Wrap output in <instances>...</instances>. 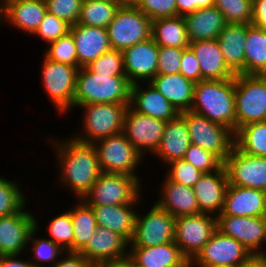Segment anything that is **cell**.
<instances>
[{
    "label": "cell",
    "instance_id": "obj_1",
    "mask_svg": "<svg viewBox=\"0 0 266 267\" xmlns=\"http://www.w3.org/2000/svg\"><path fill=\"white\" fill-rule=\"evenodd\" d=\"M69 136L57 138L53 135L48 137V142L53 146L56 157L54 161L58 173L55 174L58 180L55 184L60 185L58 188L63 186L66 191L68 189L70 195L74 193L76 200L83 198L102 172L93 144L80 142Z\"/></svg>",
    "mask_w": 266,
    "mask_h": 267
},
{
    "label": "cell",
    "instance_id": "obj_2",
    "mask_svg": "<svg viewBox=\"0 0 266 267\" xmlns=\"http://www.w3.org/2000/svg\"><path fill=\"white\" fill-rule=\"evenodd\" d=\"M191 112L236 132L235 77L195 83Z\"/></svg>",
    "mask_w": 266,
    "mask_h": 267
},
{
    "label": "cell",
    "instance_id": "obj_3",
    "mask_svg": "<svg viewBox=\"0 0 266 267\" xmlns=\"http://www.w3.org/2000/svg\"><path fill=\"white\" fill-rule=\"evenodd\" d=\"M131 87L126 76L108 77L81 67L76 75L74 109L95 103L130 104Z\"/></svg>",
    "mask_w": 266,
    "mask_h": 267
},
{
    "label": "cell",
    "instance_id": "obj_4",
    "mask_svg": "<svg viewBox=\"0 0 266 267\" xmlns=\"http://www.w3.org/2000/svg\"><path fill=\"white\" fill-rule=\"evenodd\" d=\"M129 104L95 103L80 105L83 109L79 130L71 134L73 138L84 143H95L110 135L123 132L124 116ZM79 131V132H78Z\"/></svg>",
    "mask_w": 266,
    "mask_h": 267
},
{
    "label": "cell",
    "instance_id": "obj_5",
    "mask_svg": "<svg viewBox=\"0 0 266 267\" xmlns=\"http://www.w3.org/2000/svg\"><path fill=\"white\" fill-rule=\"evenodd\" d=\"M137 177L123 173H101L92 188L83 196L87 205L144 204L146 192Z\"/></svg>",
    "mask_w": 266,
    "mask_h": 267
},
{
    "label": "cell",
    "instance_id": "obj_6",
    "mask_svg": "<svg viewBox=\"0 0 266 267\" xmlns=\"http://www.w3.org/2000/svg\"><path fill=\"white\" fill-rule=\"evenodd\" d=\"M93 146L97 152L101 172L128 174L143 182L144 178L138 170L145 164V158L123 132L100 139L93 143Z\"/></svg>",
    "mask_w": 266,
    "mask_h": 267
},
{
    "label": "cell",
    "instance_id": "obj_7",
    "mask_svg": "<svg viewBox=\"0 0 266 267\" xmlns=\"http://www.w3.org/2000/svg\"><path fill=\"white\" fill-rule=\"evenodd\" d=\"M42 59L41 83L44 93L53 103L61 118L74 110V93L78 68L49 60L44 54Z\"/></svg>",
    "mask_w": 266,
    "mask_h": 267
},
{
    "label": "cell",
    "instance_id": "obj_8",
    "mask_svg": "<svg viewBox=\"0 0 266 267\" xmlns=\"http://www.w3.org/2000/svg\"><path fill=\"white\" fill-rule=\"evenodd\" d=\"M236 131L249 123L266 121V75H235Z\"/></svg>",
    "mask_w": 266,
    "mask_h": 267
},
{
    "label": "cell",
    "instance_id": "obj_9",
    "mask_svg": "<svg viewBox=\"0 0 266 267\" xmlns=\"http://www.w3.org/2000/svg\"><path fill=\"white\" fill-rule=\"evenodd\" d=\"M180 115L187 123L190 143L212 152L224 162L235 145L234 132L191 111Z\"/></svg>",
    "mask_w": 266,
    "mask_h": 267
},
{
    "label": "cell",
    "instance_id": "obj_10",
    "mask_svg": "<svg viewBox=\"0 0 266 267\" xmlns=\"http://www.w3.org/2000/svg\"><path fill=\"white\" fill-rule=\"evenodd\" d=\"M106 29L111 49L123 51L151 38L152 21L137 7L121 6Z\"/></svg>",
    "mask_w": 266,
    "mask_h": 267
},
{
    "label": "cell",
    "instance_id": "obj_11",
    "mask_svg": "<svg viewBox=\"0 0 266 267\" xmlns=\"http://www.w3.org/2000/svg\"><path fill=\"white\" fill-rule=\"evenodd\" d=\"M138 208L135 232L129 247H152L174 241L175 217L160 208L155 202L150 209Z\"/></svg>",
    "mask_w": 266,
    "mask_h": 267
},
{
    "label": "cell",
    "instance_id": "obj_12",
    "mask_svg": "<svg viewBox=\"0 0 266 267\" xmlns=\"http://www.w3.org/2000/svg\"><path fill=\"white\" fill-rule=\"evenodd\" d=\"M217 230L216 216L207 213L175 218L174 241L191 262Z\"/></svg>",
    "mask_w": 266,
    "mask_h": 267
},
{
    "label": "cell",
    "instance_id": "obj_13",
    "mask_svg": "<svg viewBox=\"0 0 266 267\" xmlns=\"http://www.w3.org/2000/svg\"><path fill=\"white\" fill-rule=\"evenodd\" d=\"M216 220L218 231L240 242L251 254H266L264 216L240 217L220 213Z\"/></svg>",
    "mask_w": 266,
    "mask_h": 267
},
{
    "label": "cell",
    "instance_id": "obj_14",
    "mask_svg": "<svg viewBox=\"0 0 266 267\" xmlns=\"http://www.w3.org/2000/svg\"><path fill=\"white\" fill-rule=\"evenodd\" d=\"M250 255V251L240 242L216 230L190 265L192 267H239Z\"/></svg>",
    "mask_w": 266,
    "mask_h": 267
},
{
    "label": "cell",
    "instance_id": "obj_15",
    "mask_svg": "<svg viewBox=\"0 0 266 267\" xmlns=\"http://www.w3.org/2000/svg\"><path fill=\"white\" fill-rule=\"evenodd\" d=\"M165 125L166 121L140 114L128 106L124 116L123 133L146 158L157 150Z\"/></svg>",
    "mask_w": 266,
    "mask_h": 267
},
{
    "label": "cell",
    "instance_id": "obj_16",
    "mask_svg": "<svg viewBox=\"0 0 266 267\" xmlns=\"http://www.w3.org/2000/svg\"><path fill=\"white\" fill-rule=\"evenodd\" d=\"M224 167L228 184L266 191V157L248 156L234 145Z\"/></svg>",
    "mask_w": 266,
    "mask_h": 267
},
{
    "label": "cell",
    "instance_id": "obj_17",
    "mask_svg": "<svg viewBox=\"0 0 266 267\" xmlns=\"http://www.w3.org/2000/svg\"><path fill=\"white\" fill-rule=\"evenodd\" d=\"M28 203L15 214L0 217V256L27 255L29 235L35 228V213L27 209Z\"/></svg>",
    "mask_w": 266,
    "mask_h": 267
},
{
    "label": "cell",
    "instance_id": "obj_18",
    "mask_svg": "<svg viewBox=\"0 0 266 267\" xmlns=\"http://www.w3.org/2000/svg\"><path fill=\"white\" fill-rule=\"evenodd\" d=\"M122 52L125 75L132 85L150 82L157 75L159 46L152 38L138 42Z\"/></svg>",
    "mask_w": 266,
    "mask_h": 267
},
{
    "label": "cell",
    "instance_id": "obj_19",
    "mask_svg": "<svg viewBox=\"0 0 266 267\" xmlns=\"http://www.w3.org/2000/svg\"><path fill=\"white\" fill-rule=\"evenodd\" d=\"M94 265L129 256V242L120 234L98 226L86 246L79 252Z\"/></svg>",
    "mask_w": 266,
    "mask_h": 267
},
{
    "label": "cell",
    "instance_id": "obj_20",
    "mask_svg": "<svg viewBox=\"0 0 266 267\" xmlns=\"http://www.w3.org/2000/svg\"><path fill=\"white\" fill-rule=\"evenodd\" d=\"M46 12L45 0H14L0 10V24H10L32 37Z\"/></svg>",
    "mask_w": 266,
    "mask_h": 267
},
{
    "label": "cell",
    "instance_id": "obj_21",
    "mask_svg": "<svg viewBox=\"0 0 266 267\" xmlns=\"http://www.w3.org/2000/svg\"><path fill=\"white\" fill-rule=\"evenodd\" d=\"M129 106L140 114L166 122L180 114L150 82L132 85Z\"/></svg>",
    "mask_w": 266,
    "mask_h": 267
},
{
    "label": "cell",
    "instance_id": "obj_22",
    "mask_svg": "<svg viewBox=\"0 0 266 267\" xmlns=\"http://www.w3.org/2000/svg\"><path fill=\"white\" fill-rule=\"evenodd\" d=\"M227 185L228 178L224 165L217 171L203 173L193 186L199 211L219 215L224 206Z\"/></svg>",
    "mask_w": 266,
    "mask_h": 267
},
{
    "label": "cell",
    "instance_id": "obj_23",
    "mask_svg": "<svg viewBox=\"0 0 266 267\" xmlns=\"http://www.w3.org/2000/svg\"><path fill=\"white\" fill-rule=\"evenodd\" d=\"M223 215L260 217L266 215V191L227 185Z\"/></svg>",
    "mask_w": 266,
    "mask_h": 267
},
{
    "label": "cell",
    "instance_id": "obj_24",
    "mask_svg": "<svg viewBox=\"0 0 266 267\" xmlns=\"http://www.w3.org/2000/svg\"><path fill=\"white\" fill-rule=\"evenodd\" d=\"M77 49V68L87 67L92 61L111 49L106 28L82 24L70 26Z\"/></svg>",
    "mask_w": 266,
    "mask_h": 267
},
{
    "label": "cell",
    "instance_id": "obj_25",
    "mask_svg": "<svg viewBox=\"0 0 266 267\" xmlns=\"http://www.w3.org/2000/svg\"><path fill=\"white\" fill-rule=\"evenodd\" d=\"M160 183L159 197L154 201L160 208L175 218L201 213L193 188L172 182L165 175Z\"/></svg>",
    "mask_w": 266,
    "mask_h": 267
},
{
    "label": "cell",
    "instance_id": "obj_26",
    "mask_svg": "<svg viewBox=\"0 0 266 267\" xmlns=\"http://www.w3.org/2000/svg\"><path fill=\"white\" fill-rule=\"evenodd\" d=\"M139 267H189L175 241L152 247H129L128 256Z\"/></svg>",
    "mask_w": 266,
    "mask_h": 267
},
{
    "label": "cell",
    "instance_id": "obj_27",
    "mask_svg": "<svg viewBox=\"0 0 266 267\" xmlns=\"http://www.w3.org/2000/svg\"><path fill=\"white\" fill-rule=\"evenodd\" d=\"M190 144L187 123L179 114L166 122L160 144L151 157L155 156L157 161L167 165L171 161L183 159Z\"/></svg>",
    "mask_w": 266,
    "mask_h": 267
},
{
    "label": "cell",
    "instance_id": "obj_28",
    "mask_svg": "<svg viewBox=\"0 0 266 267\" xmlns=\"http://www.w3.org/2000/svg\"><path fill=\"white\" fill-rule=\"evenodd\" d=\"M138 205L139 204L88 206L92 207L98 226L111 229L122 235L130 243L135 232Z\"/></svg>",
    "mask_w": 266,
    "mask_h": 267
},
{
    "label": "cell",
    "instance_id": "obj_29",
    "mask_svg": "<svg viewBox=\"0 0 266 267\" xmlns=\"http://www.w3.org/2000/svg\"><path fill=\"white\" fill-rule=\"evenodd\" d=\"M201 69V80H226L235 77L227 66L217 39L190 43Z\"/></svg>",
    "mask_w": 266,
    "mask_h": 267
},
{
    "label": "cell",
    "instance_id": "obj_30",
    "mask_svg": "<svg viewBox=\"0 0 266 267\" xmlns=\"http://www.w3.org/2000/svg\"><path fill=\"white\" fill-rule=\"evenodd\" d=\"M183 19L189 43L217 39L227 25L224 15L215 6L197 9Z\"/></svg>",
    "mask_w": 266,
    "mask_h": 267
},
{
    "label": "cell",
    "instance_id": "obj_31",
    "mask_svg": "<svg viewBox=\"0 0 266 267\" xmlns=\"http://www.w3.org/2000/svg\"><path fill=\"white\" fill-rule=\"evenodd\" d=\"M248 24H227L217 41L227 66L235 74H245V41Z\"/></svg>",
    "mask_w": 266,
    "mask_h": 267
},
{
    "label": "cell",
    "instance_id": "obj_32",
    "mask_svg": "<svg viewBox=\"0 0 266 267\" xmlns=\"http://www.w3.org/2000/svg\"><path fill=\"white\" fill-rule=\"evenodd\" d=\"M150 83L179 112L190 111L195 83L180 73L156 75Z\"/></svg>",
    "mask_w": 266,
    "mask_h": 267
},
{
    "label": "cell",
    "instance_id": "obj_33",
    "mask_svg": "<svg viewBox=\"0 0 266 267\" xmlns=\"http://www.w3.org/2000/svg\"><path fill=\"white\" fill-rule=\"evenodd\" d=\"M36 214L35 212V228L29 235L26 252L31 253L28 258L34 267H52L66 253V250L45 235L43 238L38 237L37 234L42 228L39 226L42 220L38 219L41 216Z\"/></svg>",
    "mask_w": 266,
    "mask_h": 267
},
{
    "label": "cell",
    "instance_id": "obj_34",
    "mask_svg": "<svg viewBox=\"0 0 266 267\" xmlns=\"http://www.w3.org/2000/svg\"><path fill=\"white\" fill-rule=\"evenodd\" d=\"M151 38L163 47L186 49L190 45L183 16L179 15L153 20Z\"/></svg>",
    "mask_w": 266,
    "mask_h": 267
},
{
    "label": "cell",
    "instance_id": "obj_35",
    "mask_svg": "<svg viewBox=\"0 0 266 267\" xmlns=\"http://www.w3.org/2000/svg\"><path fill=\"white\" fill-rule=\"evenodd\" d=\"M76 202L74 201V204L67 209L71 213L74 231L73 252L79 253L86 246L98 225L92 207L82 199H76Z\"/></svg>",
    "mask_w": 266,
    "mask_h": 267
},
{
    "label": "cell",
    "instance_id": "obj_36",
    "mask_svg": "<svg viewBox=\"0 0 266 267\" xmlns=\"http://www.w3.org/2000/svg\"><path fill=\"white\" fill-rule=\"evenodd\" d=\"M245 74L266 75V31L252 24L245 41Z\"/></svg>",
    "mask_w": 266,
    "mask_h": 267
},
{
    "label": "cell",
    "instance_id": "obj_37",
    "mask_svg": "<svg viewBox=\"0 0 266 267\" xmlns=\"http://www.w3.org/2000/svg\"><path fill=\"white\" fill-rule=\"evenodd\" d=\"M235 146L248 156L266 157V121L252 122L234 133Z\"/></svg>",
    "mask_w": 266,
    "mask_h": 267
},
{
    "label": "cell",
    "instance_id": "obj_38",
    "mask_svg": "<svg viewBox=\"0 0 266 267\" xmlns=\"http://www.w3.org/2000/svg\"><path fill=\"white\" fill-rule=\"evenodd\" d=\"M120 8L115 3L101 0H83L78 24L107 28L117 10Z\"/></svg>",
    "mask_w": 266,
    "mask_h": 267
},
{
    "label": "cell",
    "instance_id": "obj_39",
    "mask_svg": "<svg viewBox=\"0 0 266 267\" xmlns=\"http://www.w3.org/2000/svg\"><path fill=\"white\" fill-rule=\"evenodd\" d=\"M22 186L16 179L0 176V217L15 214L29 201Z\"/></svg>",
    "mask_w": 266,
    "mask_h": 267
},
{
    "label": "cell",
    "instance_id": "obj_40",
    "mask_svg": "<svg viewBox=\"0 0 266 267\" xmlns=\"http://www.w3.org/2000/svg\"><path fill=\"white\" fill-rule=\"evenodd\" d=\"M66 211L53 215L52 219L48 220V225L44 226L46 228L45 233L48 234V238L53 242L60 245L64 250L68 252H73V238L74 231L72 225L71 213L68 209Z\"/></svg>",
    "mask_w": 266,
    "mask_h": 267
},
{
    "label": "cell",
    "instance_id": "obj_41",
    "mask_svg": "<svg viewBox=\"0 0 266 267\" xmlns=\"http://www.w3.org/2000/svg\"><path fill=\"white\" fill-rule=\"evenodd\" d=\"M227 24H251L252 0H215Z\"/></svg>",
    "mask_w": 266,
    "mask_h": 267
},
{
    "label": "cell",
    "instance_id": "obj_42",
    "mask_svg": "<svg viewBox=\"0 0 266 267\" xmlns=\"http://www.w3.org/2000/svg\"><path fill=\"white\" fill-rule=\"evenodd\" d=\"M44 50L49 60L77 67V49L70 32L50 43Z\"/></svg>",
    "mask_w": 266,
    "mask_h": 267
},
{
    "label": "cell",
    "instance_id": "obj_43",
    "mask_svg": "<svg viewBox=\"0 0 266 267\" xmlns=\"http://www.w3.org/2000/svg\"><path fill=\"white\" fill-rule=\"evenodd\" d=\"M87 68L98 75L126 76L124 71L123 52L110 49L92 61Z\"/></svg>",
    "mask_w": 266,
    "mask_h": 267
},
{
    "label": "cell",
    "instance_id": "obj_44",
    "mask_svg": "<svg viewBox=\"0 0 266 267\" xmlns=\"http://www.w3.org/2000/svg\"><path fill=\"white\" fill-rule=\"evenodd\" d=\"M166 177L178 184L193 188L200 179L203 172L195 168L191 163L184 159L171 161L166 165Z\"/></svg>",
    "mask_w": 266,
    "mask_h": 267
},
{
    "label": "cell",
    "instance_id": "obj_45",
    "mask_svg": "<svg viewBox=\"0 0 266 267\" xmlns=\"http://www.w3.org/2000/svg\"><path fill=\"white\" fill-rule=\"evenodd\" d=\"M69 29L70 25L67 22L47 11L38 29L32 36L42 39L48 46L50 43L66 35Z\"/></svg>",
    "mask_w": 266,
    "mask_h": 267
},
{
    "label": "cell",
    "instance_id": "obj_46",
    "mask_svg": "<svg viewBox=\"0 0 266 267\" xmlns=\"http://www.w3.org/2000/svg\"><path fill=\"white\" fill-rule=\"evenodd\" d=\"M183 159L203 173L217 171L224 165V162L218 156L193 144H190Z\"/></svg>",
    "mask_w": 266,
    "mask_h": 267
},
{
    "label": "cell",
    "instance_id": "obj_47",
    "mask_svg": "<svg viewBox=\"0 0 266 267\" xmlns=\"http://www.w3.org/2000/svg\"><path fill=\"white\" fill-rule=\"evenodd\" d=\"M83 0H45L49 13L64 20L70 26L77 24Z\"/></svg>",
    "mask_w": 266,
    "mask_h": 267
},
{
    "label": "cell",
    "instance_id": "obj_48",
    "mask_svg": "<svg viewBox=\"0 0 266 267\" xmlns=\"http://www.w3.org/2000/svg\"><path fill=\"white\" fill-rule=\"evenodd\" d=\"M183 50L182 48L159 46L157 75L179 73Z\"/></svg>",
    "mask_w": 266,
    "mask_h": 267
},
{
    "label": "cell",
    "instance_id": "obj_49",
    "mask_svg": "<svg viewBox=\"0 0 266 267\" xmlns=\"http://www.w3.org/2000/svg\"><path fill=\"white\" fill-rule=\"evenodd\" d=\"M137 8L143 11L151 21L177 16L176 0H141Z\"/></svg>",
    "mask_w": 266,
    "mask_h": 267
},
{
    "label": "cell",
    "instance_id": "obj_50",
    "mask_svg": "<svg viewBox=\"0 0 266 267\" xmlns=\"http://www.w3.org/2000/svg\"><path fill=\"white\" fill-rule=\"evenodd\" d=\"M179 73L194 83L201 81L200 65L190 47L183 50Z\"/></svg>",
    "mask_w": 266,
    "mask_h": 267
},
{
    "label": "cell",
    "instance_id": "obj_51",
    "mask_svg": "<svg viewBox=\"0 0 266 267\" xmlns=\"http://www.w3.org/2000/svg\"><path fill=\"white\" fill-rule=\"evenodd\" d=\"M52 267H92V264L82 254L66 251Z\"/></svg>",
    "mask_w": 266,
    "mask_h": 267
},
{
    "label": "cell",
    "instance_id": "obj_52",
    "mask_svg": "<svg viewBox=\"0 0 266 267\" xmlns=\"http://www.w3.org/2000/svg\"><path fill=\"white\" fill-rule=\"evenodd\" d=\"M251 24L266 31V0L252 1Z\"/></svg>",
    "mask_w": 266,
    "mask_h": 267
},
{
    "label": "cell",
    "instance_id": "obj_53",
    "mask_svg": "<svg viewBox=\"0 0 266 267\" xmlns=\"http://www.w3.org/2000/svg\"><path fill=\"white\" fill-rule=\"evenodd\" d=\"M0 267H34L29 258L20 255L0 256Z\"/></svg>",
    "mask_w": 266,
    "mask_h": 267
},
{
    "label": "cell",
    "instance_id": "obj_54",
    "mask_svg": "<svg viewBox=\"0 0 266 267\" xmlns=\"http://www.w3.org/2000/svg\"><path fill=\"white\" fill-rule=\"evenodd\" d=\"M239 267H266V254H251Z\"/></svg>",
    "mask_w": 266,
    "mask_h": 267
},
{
    "label": "cell",
    "instance_id": "obj_55",
    "mask_svg": "<svg viewBox=\"0 0 266 267\" xmlns=\"http://www.w3.org/2000/svg\"><path fill=\"white\" fill-rule=\"evenodd\" d=\"M176 6L177 16H184L196 11V3H194V0H176Z\"/></svg>",
    "mask_w": 266,
    "mask_h": 267
},
{
    "label": "cell",
    "instance_id": "obj_56",
    "mask_svg": "<svg viewBox=\"0 0 266 267\" xmlns=\"http://www.w3.org/2000/svg\"><path fill=\"white\" fill-rule=\"evenodd\" d=\"M92 267H131V259L127 257L121 260L100 262Z\"/></svg>",
    "mask_w": 266,
    "mask_h": 267
},
{
    "label": "cell",
    "instance_id": "obj_57",
    "mask_svg": "<svg viewBox=\"0 0 266 267\" xmlns=\"http://www.w3.org/2000/svg\"><path fill=\"white\" fill-rule=\"evenodd\" d=\"M196 3V10L206 7H213L215 5V0H194Z\"/></svg>",
    "mask_w": 266,
    "mask_h": 267
},
{
    "label": "cell",
    "instance_id": "obj_58",
    "mask_svg": "<svg viewBox=\"0 0 266 267\" xmlns=\"http://www.w3.org/2000/svg\"><path fill=\"white\" fill-rule=\"evenodd\" d=\"M123 1V6H133L137 7L141 0H122Z\"/></svg>",
    "mask_w": 266,
    "mask_h": 267
},
{
    "label": "cell",
    "instance_id": "obj_59",
    "mask_svg": "<svg viewBox=\"0 0 266 267\" xmlns=\"http://www.w3.org/2000/svg\"><path fill=\"white\" fill-rule=\"evenodd\" d=\"M101 1L115 3V4L119 5L120 7L123 6V1L122 0H101Z\"/></svg>",
    "mask_w": 266,
    "mask_h": 267
},
{
    "label": "cell",
    "instance_id": "obj_60",
    "mask_svg": "<svg viewBox=\"0 0 266 267\" xmlns=\"http://www.w3.org/2000/svg\"><path fill=\"white\" fill-rule=\"evenodd\" d=\"M7 4V0H0V10Z\"/></svg>",
    "mask_w": 266,
    "mask_h": 267
},
{
    "label": "cell",
    "instance_id": "obj_61",
    "mask_svg": "<svg viewBox=\"0 0 266 267\" xmlns=\"http://www.w3.org/2000/svg\"><path fill=\"white\" fill-rule=\"evenodd\" d=\"M131 267H139L131 260Z\"/></svg>",
    "mask_w": 266,
    "mask_h": 267
}]
</instances>
